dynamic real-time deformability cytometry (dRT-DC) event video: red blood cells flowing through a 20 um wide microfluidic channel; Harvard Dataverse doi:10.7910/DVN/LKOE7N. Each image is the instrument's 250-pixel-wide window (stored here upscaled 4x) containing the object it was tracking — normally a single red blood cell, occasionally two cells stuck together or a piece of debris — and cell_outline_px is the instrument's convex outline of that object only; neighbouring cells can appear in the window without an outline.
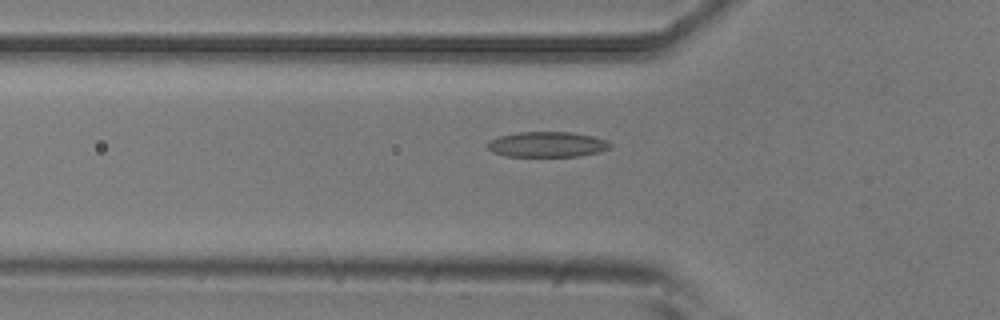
{"species": "common noctule bat (a hibernating species)", "species_latin": "Nyctalus noctula", "temperature_condition": "room temperature", "stored_images_in_passage": 48, "camera_frame_rate_fps": 3000, "um_per_image_px": 0.085, "animal": {"sex": "male", "body_mass_g": 20.5, "forearm_length_mm": 52.5}, "frame": {"image": 1, "passage_image": 13, "time_ms": 4.0, "image_size_px": [1000, 320], "cell_outline_px": [[612, 144], [608, 148], [600, 152], [580, 156], [508, 156], [492, 152], [488, 148], [488, 140], [500, 136], [520, 132], [572, 132], [592, 136], [608, 140]], "centroid_in_image_um": [46.53, 12.27], "position_along_channel_um": 79.3, "area_um2": 18.09}}
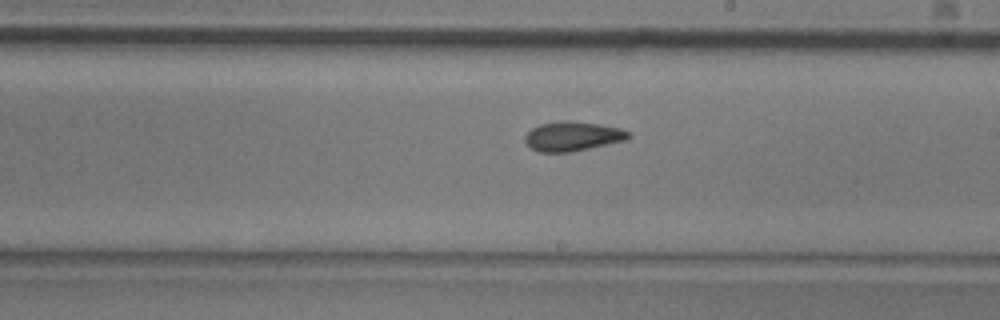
{"frame": {"image": 2, "passage_image": 26, "time_ms": 8.333, "image_size_px": [1000, 320], "cell_outline_px": [[632, 136], [628, 140], [568, 152], [536, 152], [524, 140], [524, 136], [532, 128], [540, 124], [560, 120], [568, 120], [600, 124], [620, 128], [628, 132]], "centroid_in_image_um": [48.67, 11.57], "position_along_channel_um": 240.3, "area_um2": 17.8}}
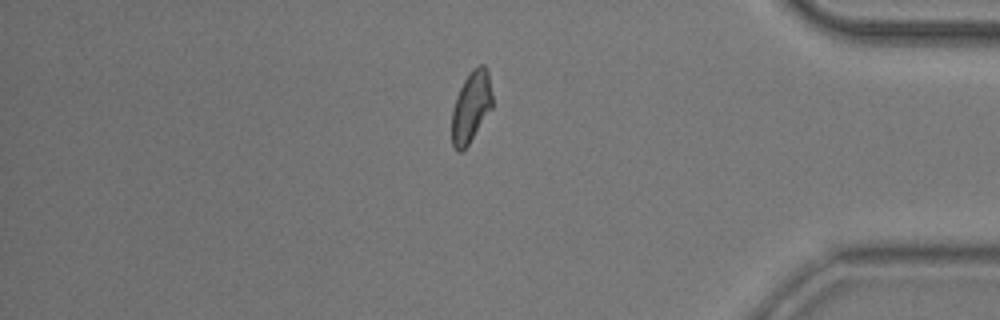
{"frame": {"image": 3, "passage_image": 41, "time_ms": 13.333, "image_size_px": [1000, 320], "cell_outline_px": [[492, 108], [468, 144], [460, 152], [456, 152], [452, 144], [452, 112], [456, 96], [464, 80], [472, 68], [480, 64], [484, 64], [488, 72], [492, 96]], "centroid_in_image_um": [40.04, 9.06], "position_along_channel_um": 395.2, "area_um2": 16.65}}